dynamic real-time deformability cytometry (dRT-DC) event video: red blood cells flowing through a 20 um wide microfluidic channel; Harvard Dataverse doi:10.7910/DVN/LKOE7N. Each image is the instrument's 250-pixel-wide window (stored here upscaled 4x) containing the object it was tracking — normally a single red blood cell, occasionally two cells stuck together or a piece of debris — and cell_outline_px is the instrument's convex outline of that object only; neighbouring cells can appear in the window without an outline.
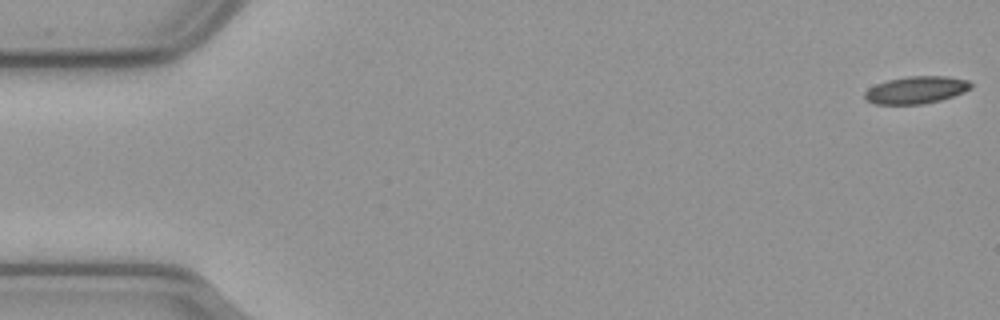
{"species": "common noctule bat (a hibernating species)", "species_latin": "Nyctalus noctula", "temperature_condition": "cold", "stored_images_in_passage": 57, "camera_frame_rate_fps": 3000, "um_per_image_px": 0.085, "animal": {"sex": "male", "body_mass_g": 23.1, "forearm_length_mm": 52.7}, "frame": {"image": 1, "passage_image": 1, "time_ms": 0.0, "image_size_px": [1000, 320], "cell_outline_px": [[972, 88], [964, 92], [940, 100], [920, 104], [876, 104], [868, 100], [864, 96], [864, 92], [868, 88], [876, 84], [888, 80], [908, 76], [948, 76], [968, 80], [972, 84]], "centroid_in_image_um": [77.89, 7.63], "position_along_channel_um": 7.1, "area_um2": 16.82}}
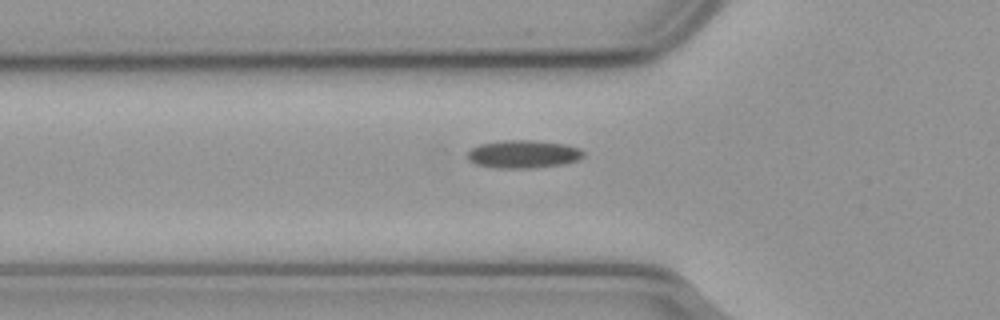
{"frame": {"image": 2, "passage_image": 19, "time_ms": 6.0, "image_size_px": [1000, 320], "cell_outline_px": [[584, 156], [580, 160], [564, 164], [536, 168], [492, 168], [476, 164], [468, 160], [468, 152], [472, 148], [480, 144], [504, 140], [532, 140], [568, 144], [580, 148], [584, 152]], "centroid_in_image_um": [44.53, 13.11], "position_along_channel_um": 81.3, "area_um2": 19.19}}
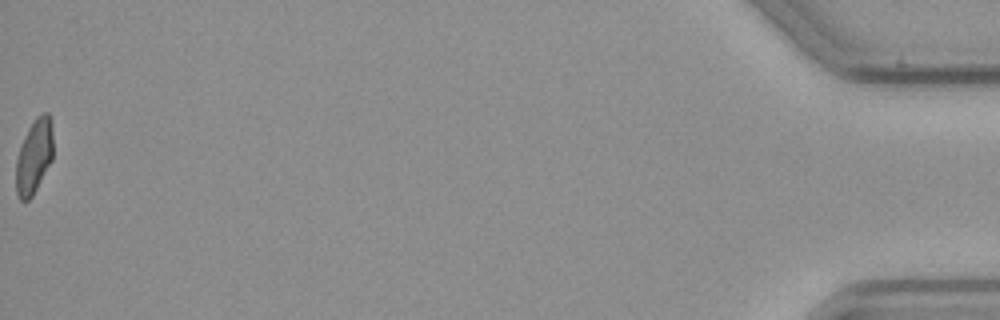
{"frame": {"image": 3, "passage_image": 57, "time_ms": 18.667, "image_size_px": [1000, 320], "cell_outline_px": [[52, 160], [32, 196], [28, 200], [20, 200], [16, 196], [16, 160], [24, 136], [28, 128], [36, 116], [44, 112], [48, 112], [52, 120]], "centroid_in_image_um": [2.9, 13.27], "position_along_channel_um": 432.3, "area_um2": 16.13}, "authors_computed_cell_mechanics": {"area_um2": 17.1088, "velocity_mm_per_s": 3.6303, "shape_relaxation_time_tau1_ms": null, "shape_relaxation_time_tau2_ms": 7.4058, "deformation_change_tau1": null, "deformation_change_tau2": 0.1334}}